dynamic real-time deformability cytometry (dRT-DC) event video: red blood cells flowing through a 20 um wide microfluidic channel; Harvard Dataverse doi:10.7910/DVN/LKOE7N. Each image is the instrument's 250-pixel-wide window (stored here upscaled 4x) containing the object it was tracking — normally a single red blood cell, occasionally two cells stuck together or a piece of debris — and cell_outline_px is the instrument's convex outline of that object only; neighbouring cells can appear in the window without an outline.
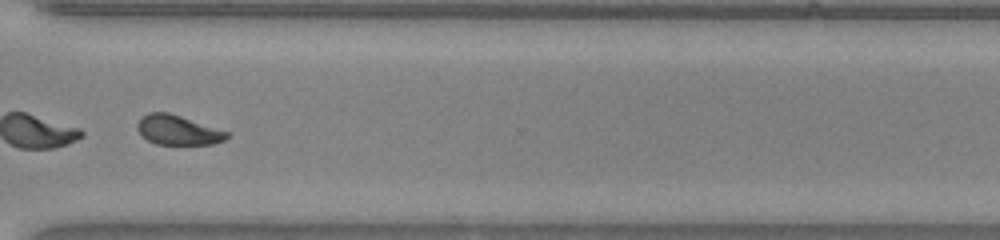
{"species": "common noctule bat (a hibernating species)", "species_latin": "Nyctalus noctula", "temperature_condition": "warm", "stored_images_in_passage": 46, "segment_of_instrument_passage": [2, 2], "camera_frame_rate_fps": 3000, "um_per_image_px": 0.085, "animal": {"sex": "male", "body_mass_g": 20.0, "forearm_length_mm": 53.3}, "frame": {"image": 1, "passage_image": 35, "time_ms": 11.333, "image_size_px": [1000, 240], "cell_outline_px": [[228, 136], [224, 140], [212, 144], [156, 144], [148, 140], [136, 128], [136, 124], [148, 112], [168, 112], [228, 132]], "centroid_in_image_um": [15.1, 11.06], "position_along_channel_um": 355.5, "area_um2": 15.09}}